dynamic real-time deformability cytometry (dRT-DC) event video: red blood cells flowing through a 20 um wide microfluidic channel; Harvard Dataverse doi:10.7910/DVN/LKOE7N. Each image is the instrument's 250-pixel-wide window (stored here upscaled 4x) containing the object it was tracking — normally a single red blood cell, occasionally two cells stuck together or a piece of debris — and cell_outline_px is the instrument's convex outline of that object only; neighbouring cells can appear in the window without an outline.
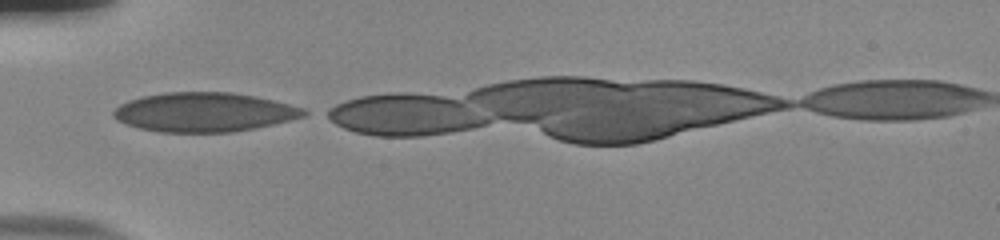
{"species": "human", "species_latin": "Homo sapiens", "temperature_condition": "room temperature", "stored_images_in_passage": 4, "camera_frame_rate_fps": 3000, "um_per_image_px": 0.085, "donor": {"sex": "male"}, "frame": {"image": 1, "passage_image": 1, "time_ms": 0.0, "image_size_px": [1000, 240], "cell_outline_px": [[312, 112], [304, 116], [256, 128], [232, 132], [160, 132], [140, 128], [124, 124], [116, 120], [112, 116], [112, 112], [120, 104], [128, 100], [144, 96], [168, 92], [232, 92], [256, 96], [304, 108]], "centroid_in_image_um": [17.34, 9.53], "position_along_channel_um": 67.7, "area_um2": 43.58}}